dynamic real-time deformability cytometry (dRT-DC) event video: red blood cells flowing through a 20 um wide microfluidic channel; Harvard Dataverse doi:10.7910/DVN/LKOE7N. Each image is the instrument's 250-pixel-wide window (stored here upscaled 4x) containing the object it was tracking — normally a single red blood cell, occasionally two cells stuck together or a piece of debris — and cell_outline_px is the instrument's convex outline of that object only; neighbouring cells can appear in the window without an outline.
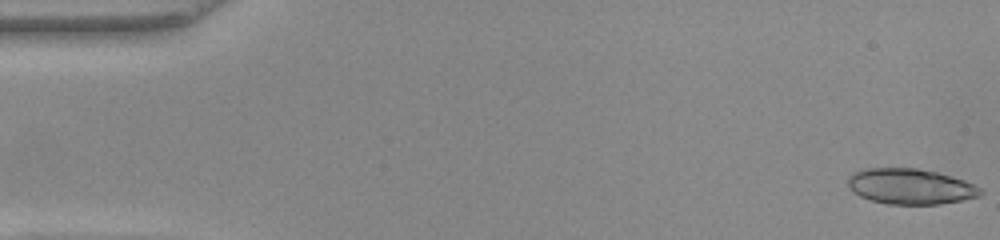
{"species": "common noctule bat (a hibernating species)", "species_latin": "Nyctalus noctula", "temperature_condition": "warm", "stored_images_in_passage": 13, "camera_frame_rate_fps": 3000, "um_per_image_px": 0.085, "animal": {"sex": "female", "body_mass_g": 22.0, "forearm_length_mm": 56.7}, "frame": {"image": 1, "passage_image": 1, "time_ms": 0.0, "image_size_px": [1000, 240], "cell_outline_px": [[984, 192], [980, 196], [940, 204], [884, 204], [860, 196], [852, 192], [848, 184], [848, 176], [852, 172], [864, 168], [916, 168], [936, 172], [964, 180], [980, 188]], "centroid_in_image_um": [77.34, 15.84], "position_along_channel_um": 7.7, "area_um2": 27.46}}